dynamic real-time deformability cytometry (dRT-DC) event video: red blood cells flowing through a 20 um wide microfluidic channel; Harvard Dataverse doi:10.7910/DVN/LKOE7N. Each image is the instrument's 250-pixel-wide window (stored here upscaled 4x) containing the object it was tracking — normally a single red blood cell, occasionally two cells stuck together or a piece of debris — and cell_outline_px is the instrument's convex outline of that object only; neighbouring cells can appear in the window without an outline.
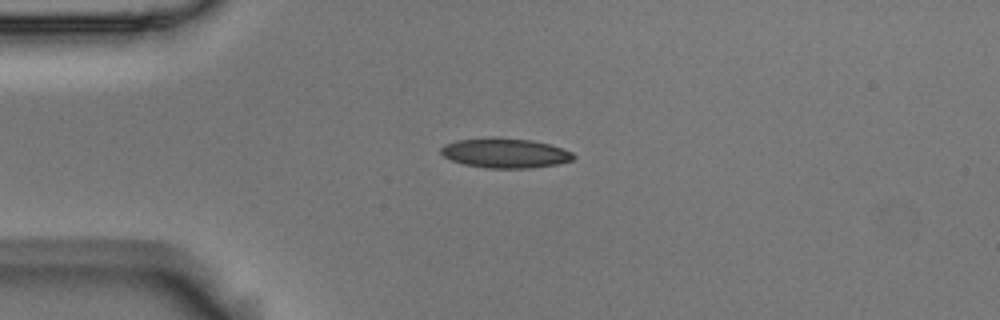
{"species": "Egyptian fruit bat (a non-hibernating species)", "species_latin": "Rousettus aegyptiacus", "temperature_condition": "room temperature", "stored_images_in_passage": 6, "camera_frame_rate_fps": 3000, "um_per_image_px": 0.085, "animal": {"sex": "male"}, "frame": {"image": 1, "passage_image": 6, "time_ms": 1.667, "image_size_px": [1000, 320], "cell_outline_px": [[576, 156], [572, 160], [556, 164], [532, 168], [488, 168], [464, 164], [452, 160], [444, 156], [440, 152], [440, 148], [444, 144], [456, 140], [492, 136], [532, 140], [548, 144], [572, 152]], "centroid_in_image_um": [42.9, 12.99], "position_along_channel_um": 42.1, "area_um2": 23.06}}